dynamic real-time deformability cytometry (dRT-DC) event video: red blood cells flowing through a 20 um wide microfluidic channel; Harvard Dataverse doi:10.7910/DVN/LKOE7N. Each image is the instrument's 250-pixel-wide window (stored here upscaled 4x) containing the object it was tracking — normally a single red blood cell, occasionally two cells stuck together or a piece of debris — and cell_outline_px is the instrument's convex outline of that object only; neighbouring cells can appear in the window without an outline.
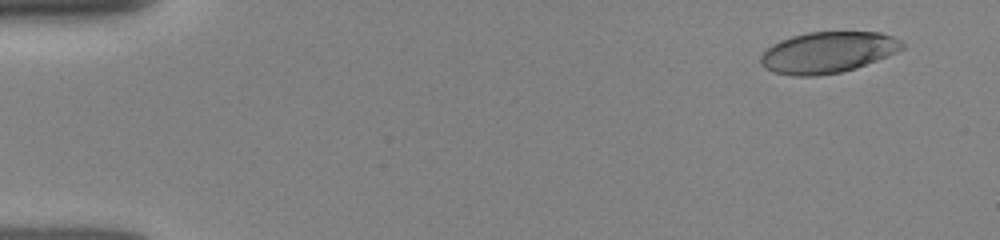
{"species": "human", "species_latin": "Homo sapiens", "temperature_condition": "room temperature", "stored_images_in_passage": 22, "camera_frame_rate_fps": 3000, "um_per_image_px": 0.085, "donor": {"sex": "female"}, "frame": {"image": 1, "passage_image": 1, "time_ms": 0.0, "image_size_px": [1000, 240], "cell_outline_px": [[904, 48], [888, 56], [856, 68], [840, 72], [816, 76], [792, 76], [776, 72], [764, 68], [760, 64], [760, 56], [772, 44], [792, 36], [808, 32], [880, 32], [892, 36], [900, 40], [904, 44]], "centroid_in_image_um": [70.36, 4.45], "position_along_channel_um": 14.6, "area_um2": 33.93}}
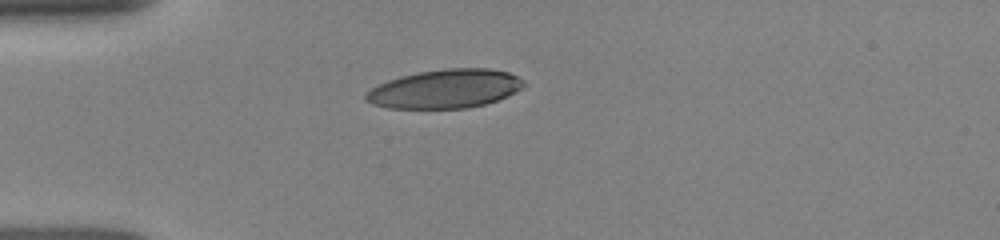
{"frame": {"image": 2, "passage_image": 18, "time_ms": 3.333, "image_size_px": [1000, 240], "cell_outline_px": [[524, 84], [516, 92], [508, 96], [484, 104], [468, 108], [388, 108], [372, 104], [364, 100], [364, 92], [388, 80], [400, 76], [420, 72], [444, 68], [488, 68], [508, 72], [524, 80]], "centroid_in_image_um": [37.81, 7.55], "position_along_channel_um": 47.2, "area_um2": 35.66}}